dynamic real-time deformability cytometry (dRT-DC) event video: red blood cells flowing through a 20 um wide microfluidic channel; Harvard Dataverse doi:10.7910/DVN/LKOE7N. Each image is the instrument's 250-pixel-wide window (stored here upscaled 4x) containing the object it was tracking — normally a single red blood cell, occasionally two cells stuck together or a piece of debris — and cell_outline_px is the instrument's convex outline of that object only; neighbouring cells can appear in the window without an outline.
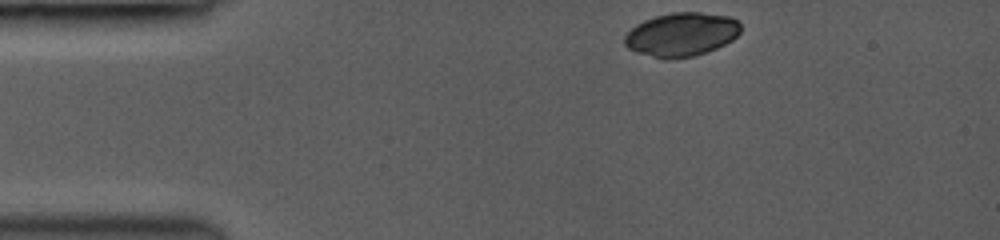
{"species": "common noctule bat (a hibernating species)", "species_latin": "Nyctalus noctula", "temperature_condition": "room temperature", "stored_images_in_passage": 7, "camera_frame_rate_fps": 3000, "um_per_image_px": 0.085, "animal": {"sex": "female", "body_mass_g": 19.0, "forearm_length_mm": 53.3}, "frame": {"image": 1, "passage_image": 1, "time_ms": 0.0, "image_size_px": [1000, 240], "cell_outline_px": [[740, 32], [732, 40], [716, 48], [692, 56], [668, 60], [636, 52], [628, 48], [624, 44], [624, 36], [636, 24], [644, 20], [656, 16], [672, 12], [700, 12], [728, 16], [736, 20], [740, 24]], "centroid_in_image_um": [57.9, 2.93], "position_along_channel_um": 27.1, "area_um2": 29.42}}